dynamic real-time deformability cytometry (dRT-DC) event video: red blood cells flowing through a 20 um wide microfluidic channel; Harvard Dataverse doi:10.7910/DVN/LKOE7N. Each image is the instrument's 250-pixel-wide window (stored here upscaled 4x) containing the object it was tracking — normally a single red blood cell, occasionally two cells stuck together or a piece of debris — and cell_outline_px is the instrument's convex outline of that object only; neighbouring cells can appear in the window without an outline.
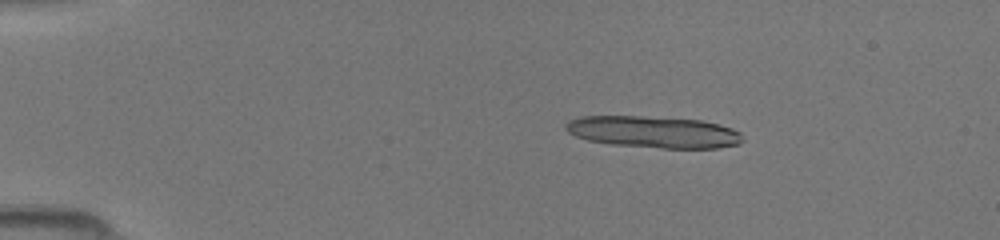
{"species": "common noctule bat (a hibernating species)", "species_latin": "Nyctalus noctula", "temperature_condition": "room temperature", "stored_images_in_passage": 13, "camera_frame_rate_fps": 3000, "um_per_image_px": 0.085, "animal": {"sex": "female", "body_mass_g": 19.5, "forearm_length_mm": 54.1}, "frame": {"image": 1, "passage_image": 4, "time_ms": 1.0, "image_size_px": [1000, 240], "cell_outline_px": [[744, 140], [740, 144], [716, 148], [660, 148], [612, 144], [588, 140], [576, 136], [568, 132], [564, 128], [564, 124], [568, 120], [580, 116], [640, 116], [700, 120], [720, 124], [732, 128], [740, 132]], "centroid_in_image_um": [55.55, 11.21], "position_along_channel_um": 29.4, "area_um2": 32.83}}
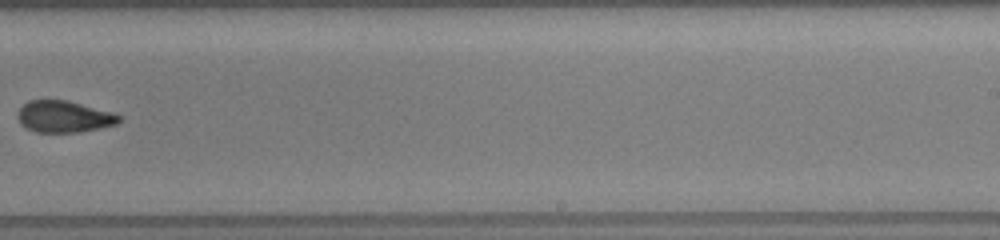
{"frame": {"image": 2, "passage_image": 13, "time_ms": 4.0, "image_size_px": [1000, 240], "cell_outline_px": [[120, 120], [116, 124], [100, 128], [76, 132], [36, 132], [20, 124], [16, 116], [20, 108], [28, 100], [68, 100], [116, 112], [120, 116]], "centroid_in_image_um": [5.45, 9.9], "position_along_channel_um": 283.5, "area_um2": 18.84}}